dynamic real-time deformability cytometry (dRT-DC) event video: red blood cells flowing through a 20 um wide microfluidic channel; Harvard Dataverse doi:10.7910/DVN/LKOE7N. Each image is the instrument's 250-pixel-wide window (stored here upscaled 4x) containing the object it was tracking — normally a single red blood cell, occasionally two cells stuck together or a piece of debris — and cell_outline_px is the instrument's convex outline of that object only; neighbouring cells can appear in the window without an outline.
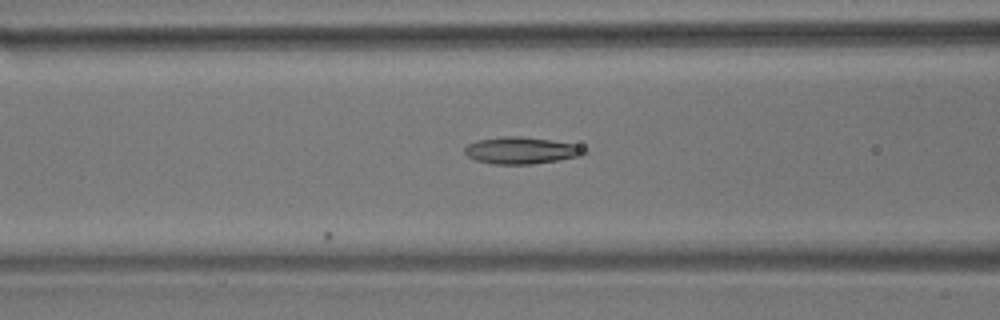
{"species": "common noctule bat (a hibernating species)", "species_latin": "Nyctalus noctula", "temperature_condition": "room temperature", "stored_images_in_passage": 9, "camera_frame_rate_fps": 3000, "um_per_image_px": 0.085, "animal": {"sex": "male", "body_mass_g": 17.9}, "frame": {"image": 1, "passage_image": 9, "time_ms": 2.667, "image_size_px": [1000, 320], "cell_outline_px": [[588, 152], [580, 156], [532, 164], [492, 164], [476, 160], [468, 156], [464, 152], [464, 148], [468, 144], [476, 140], [500, 136], [520, 136], [552, 140], [572, 144], [584, 148]], "centroid_in_image_um": [44.26, 12.78], "position_along_channel_um": 122.3, "area_um2": 18.67}}